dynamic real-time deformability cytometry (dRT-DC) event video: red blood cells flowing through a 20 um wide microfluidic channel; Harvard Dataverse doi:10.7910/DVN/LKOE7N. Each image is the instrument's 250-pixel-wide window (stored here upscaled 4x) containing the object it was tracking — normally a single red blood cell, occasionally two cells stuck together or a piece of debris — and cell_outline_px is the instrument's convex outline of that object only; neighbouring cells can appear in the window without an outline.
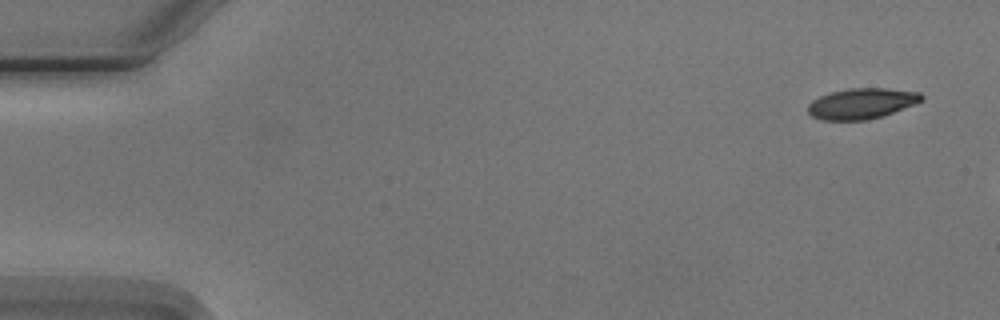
{"species": "Egyptian fruit bat (a non-hibernating species)", "species_latin": "Rousettus aegyptiacus", "temperature_condition": "cold", "stored_images_in_passage": 5, "camera_frame_rate_fps": 3000, "um_per_image_px": 0.085, "animal": {"sex": "male"}, "frame": {"image": 1, "passage_image": 1, "time_ms": 0.0, "image_size_px": [1000, 320], "cell_outline_px": [[924, 100], [916, 104], [880, 116], [864, 120], [824, 120], [812, 116], [808, 112], [808, 104], [812, 100], [820, 96], [832, 92], [852, 88], [888, 88], [920, 92], [924, 96]], "centroid_in_image_um": [73.27, 8.79], "position_along_channel_um": 11.7, "area_um2": 20.17}}